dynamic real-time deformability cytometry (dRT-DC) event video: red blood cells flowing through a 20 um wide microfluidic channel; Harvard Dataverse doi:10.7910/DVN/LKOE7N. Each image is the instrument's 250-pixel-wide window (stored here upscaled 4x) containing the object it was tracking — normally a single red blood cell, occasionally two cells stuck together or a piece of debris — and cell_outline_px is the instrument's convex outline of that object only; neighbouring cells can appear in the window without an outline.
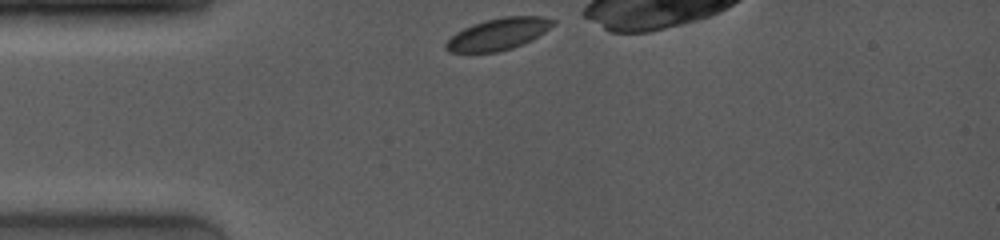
{"species": "common noctule bat (a hibernating species)", "species_latin": "Nyctalus noctula", "temperature_condition": "room temperature", "stored_images_in_passage": 9, "camera_frame_rate_fps": 4000, "um_per_image_px": 0.085, "animal": {"sex": "female", "body_mass_g": 19.0, "forearm_length_mm": 53.3}, "frame": {"image": 1, "passage_image": 1, "time_ms": 0.0, "image_size_px": [1000, 240], "cell_outline_px": [[556, 24], [532, 40], [524, 44], [500, 52], [448, 52], [444, 48], [444, 44], [456, 32], [464, 28], [488, 20], [504, 16], [540, 16], [556, 20]], "centroid_in_image_um": [42.38, 2.9], "position_along_channel_um": 42.6, "area_um2": 19.77}}
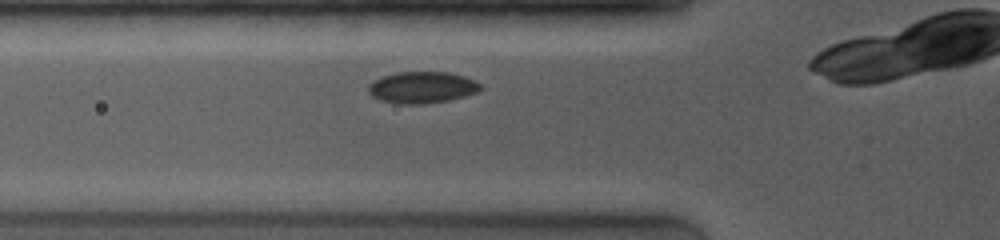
{"frame": {"image": 2, "passage_image": 4, "time_ms": 1.75, "image_size_px": [1000, 240], "cell_outline_px": [[484, 88], [480, 92], [448, 100], [424, 104], [400, 104], [380, 100], [372, 96], [368, 92], [368, 84], [384, 76], [396, 72], [448, 72], [464, 76], [476, 80]], "centroid_in_image_um": [35.91, 7.43], "position_along_channel_um": 89.9, "area_um2": 20.75}}